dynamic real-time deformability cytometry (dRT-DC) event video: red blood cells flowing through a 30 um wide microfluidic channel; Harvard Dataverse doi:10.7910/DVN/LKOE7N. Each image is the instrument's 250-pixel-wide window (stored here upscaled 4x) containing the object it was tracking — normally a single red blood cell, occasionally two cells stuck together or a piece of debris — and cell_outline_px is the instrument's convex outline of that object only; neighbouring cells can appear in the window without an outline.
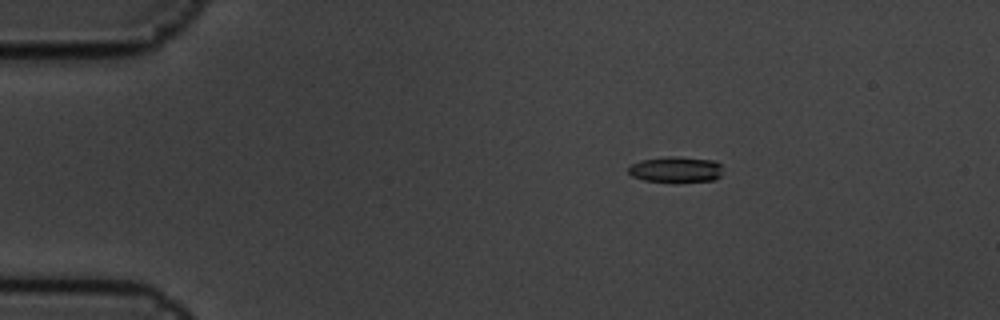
{"species": "common noctule bat (a hibernating species)", "species_latin": "Nyctalus noctula", "temperature_condition": "cold", "stored_images_in_passage": 4, "camera_frame_rate_fps": 3000, "um_per_image_px": 0.085, "animal": {"sex": "male", "body_mass_g": 19.5, "forearm_length_mm": 54.6}, "frame": {"image": 1, "passage_image": 1, "time_ms": 0.0, "image_size_px": [1000, 320], "cell_outline_px": [[720, 176], [712, 180], [644, 180], [632, 176], [628, 172], [628, 168], [632, 164], [640, 160], [668, 156], [676, 156], [716, 160], [720, 164]], "centroid_in_image_um": [57.42, 14.36], "position_along_channel_um": 27.6, "area_um2": 13.7}}
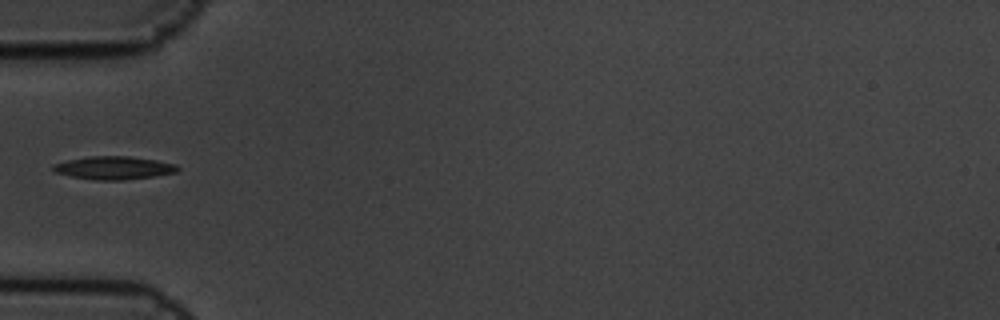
{"frame": {"image": 2, "passage_image": 4, "time_ms": 1.0, "image_size_px": [1000, 320], "cell_outline_px": [[180, 168], [176, 172], [152, 176], [120, 180], [96, 180], [72, 176], [56, 172], [52, 168], [52, 164], [68, 160], [92, 156], [128, 156], [156, 160], [176, 164]], "centroid_in_image_um": [9.68, 14.26], "position_along_channel_um": 75.3, "area_um2": 16.47}}